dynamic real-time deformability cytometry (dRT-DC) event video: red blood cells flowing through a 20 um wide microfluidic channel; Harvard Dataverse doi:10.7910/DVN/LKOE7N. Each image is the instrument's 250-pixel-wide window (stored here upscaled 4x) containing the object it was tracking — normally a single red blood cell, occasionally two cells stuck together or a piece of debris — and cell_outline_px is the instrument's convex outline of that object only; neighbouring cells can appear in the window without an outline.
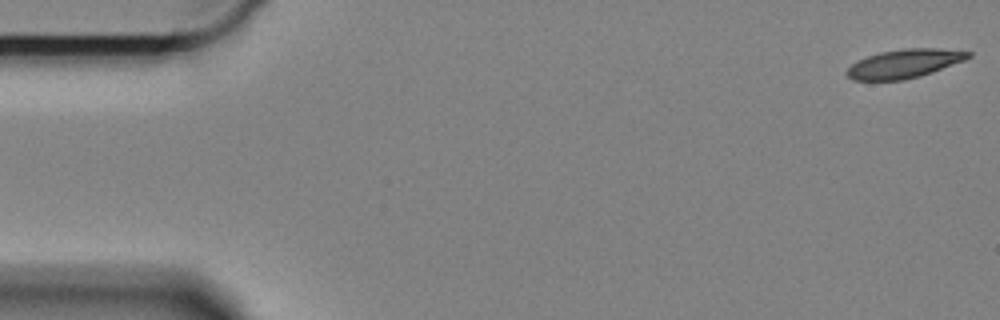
{"species": "Egyptian fruit bat (a non-hibernating species)", "species_latin": "Rousettus aegyptiacus", "temperature_condition": "cold", "stored_images_in_passage": 60, "camera_frame_rate_fps": 3000, "um_per_image_px": 0.085, "animal": {"sex": "female"}, "frame": {"image": 1, "passage_image": 1, "time_ms": 0.0, "image_size_px": [1000, 320], "cell_outline_px": [[972, 56], [964, 60], [932, 72], [920, 76], [904, 80], [852, 80], [844, 72], [852, 64], [868, 56], [880, 52], [904, 48], [940, 48], [972, 52]], "centroid_in_image_um": [76.87, 5.41], "position_along_channel_um": 8.1, "area_um2": 20.23}}
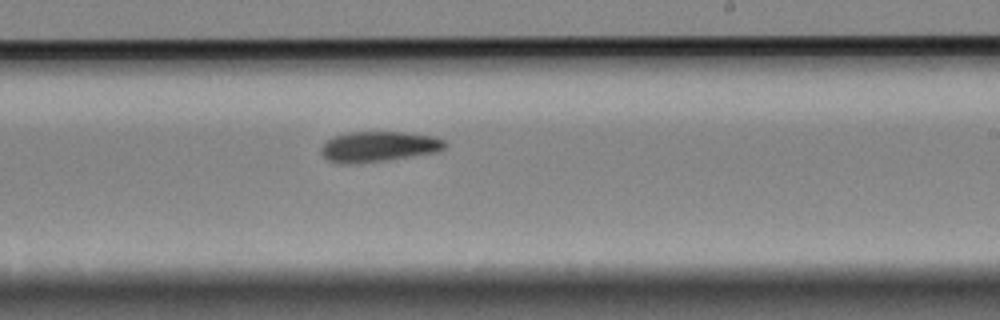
{"frame": {"image": 2, "passage_image": 35, "time_ms": 11.333, "image_size_px": [1000, 320], "cell_outline_px": [[448, 144], [444, 148], [436, 152], [384, 160], [340, 164], [328, 160], [320, 152], [320, 148], [332, 136], [348, 132], [404, 132], [432, 136], [444, 140]], "centroid_in_image_um": [32.16, 12.44], "position_along_channel_um": 256.8, "area_um2": 21.68}}
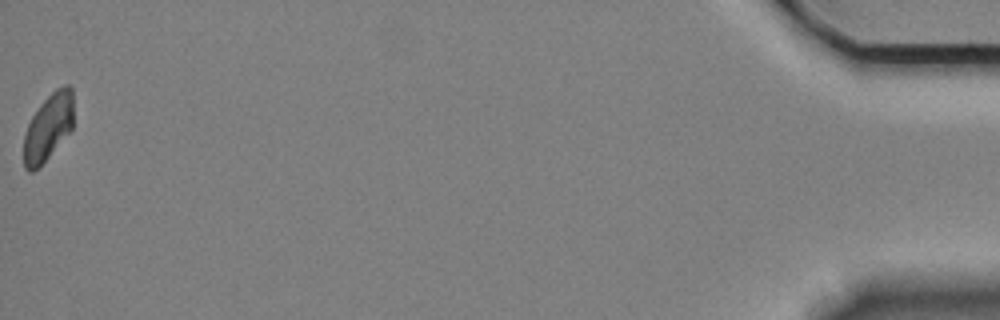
{"frame": {"image": 3, "passage_image": 60, "time_ms": 19.667, "image_size_px": [1000, 320], "cell_outline_px": [[72, 128], [48, 156], [32, 172], [28, 172], [24, 168], [24, 136], [28, 124], [32, 116], [40, 104], [56, 88], [64, 84], [68, 84], [72, 88]], "centroid_in_image_um": [4.08, 10.77], "position_along_channel_um": 431.1, "area_um2": 18.9}, "authors_computed_cell_mechanics": {"area_um2": 21.1548, "velocity_mm_per_s": 3.2768, "shape_relaxation_time_tau1_ms": 5.6776, "shape_relaxation_time_tau2_ms": null, "deformation_change_tau1": 0.1247, "deformation_change_tau2": null}}